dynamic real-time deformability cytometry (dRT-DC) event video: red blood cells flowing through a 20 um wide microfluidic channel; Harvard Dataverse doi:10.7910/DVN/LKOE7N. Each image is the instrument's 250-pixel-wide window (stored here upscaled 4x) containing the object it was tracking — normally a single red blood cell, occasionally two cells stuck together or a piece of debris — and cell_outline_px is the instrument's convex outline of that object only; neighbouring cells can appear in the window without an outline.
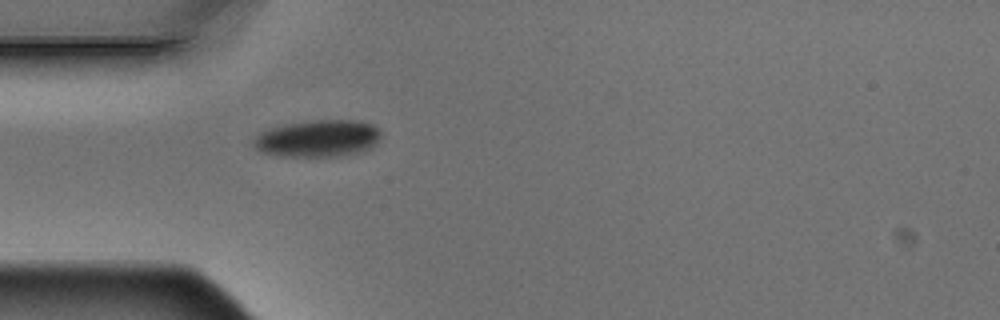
{"species": "Egyptian fruit bat (a non-hibernating species)", "species_latin": "Rousettus aegyptiacus", "temperature_condition": "warm", "stored_images_in_passage": 1, "camera_frame_rate_fps": 3000, "um_per_image_px": 0.085, "animal": {"sex": "male"}, "frame": {"image": 1, "passage_image": 1, "time_ms": 0.0, "image_size_px": [1000, 320], "cell_outline_px": [[380, 140], [372, 148], [364, 152], [344, 156], [280, 156], [264, 152], [256, 148], [252, 144], [252, 140], [260, 132], [268, 128], [284, 124], [312, 120], [360, 120], [372, 124], [380, 128]], "centroid_in_image_um": [27.07, 11.76], "position_along_channel_um": 57.9, "area_um2": 27.98}}